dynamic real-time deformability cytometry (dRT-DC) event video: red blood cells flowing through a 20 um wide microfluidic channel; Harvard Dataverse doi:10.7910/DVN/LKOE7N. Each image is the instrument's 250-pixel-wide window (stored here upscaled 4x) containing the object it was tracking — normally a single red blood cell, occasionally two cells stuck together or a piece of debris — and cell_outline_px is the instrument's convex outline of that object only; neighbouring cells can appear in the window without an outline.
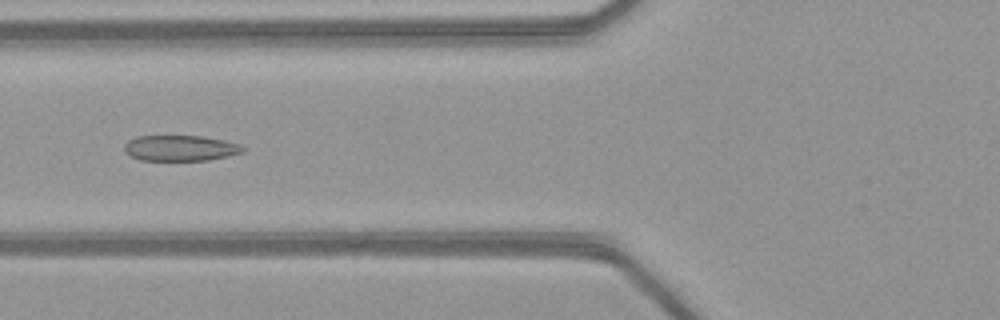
{"species": "common noctule bat (a hibernating species)", "species_latin": "Nyctalus noctula", "temperature_condition": "warm", "stored_images_in_passage": 50, "camera_frame_rate_fps": 3000, "um_per_image_px": 0.085, "animal": {"sex": "female", "body_mass_g": 21.9}, "frame": {"image": 1, "passage_image": 20, "time_ms": 6.333, "image_size_px": [1000, 320], "cell_outline_px": [[244, 152], [228, 156], [208, 160], [140, 160], [124, 152], [124, 144], [128, 140], [136, 136], [204, 136], [224, 140], [240, 144], [244, 148]], "centroid_in_image_um": [15.32, 12.58], "position_along_channel_um": 110.5, "area_um2": 17.8}}
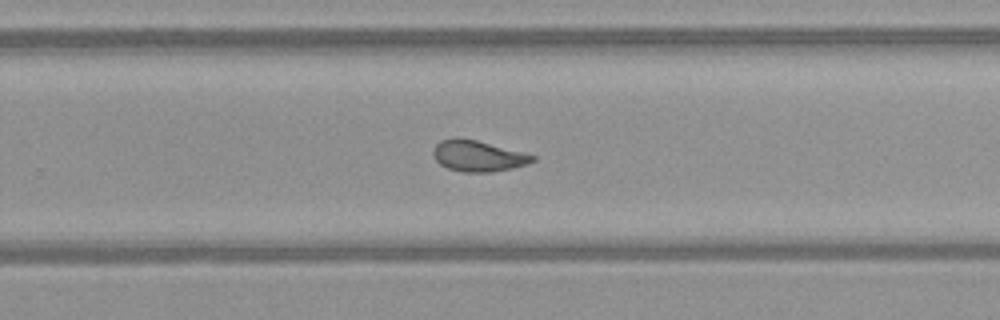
{"frame": {"image": 2, "passage_image": 33, "time_ms": 10.667, "image_size_px": [1000, 320], "cell_outline_px": [[536, 160], [528, 164], [512, 168], [492, 172], [464, 172], [448, 168], [440, 164], [432, 156], [432, 152], [436, 144], [440, 140], [456, 136], [476, 140], [524, 152], [536, 156]], "centroid_in_image_um": [40.62, 13.24], "position_along_channel_um": 289.2, "area_um2": 18.15}}
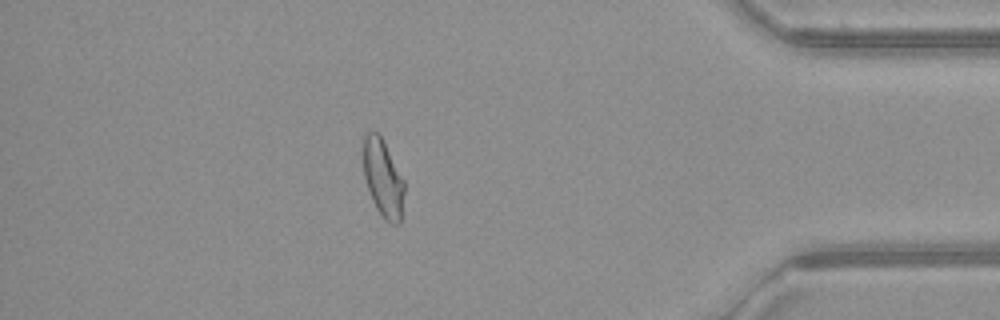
{"frame": {"image": 3, "passage_image": 44, "time_ms": 14.333, "image_size_px": [1000, 320], "cell_outline_px": [[404, 192], [400, 224], [392, 224], [384, 220], [376, 208], [372, 200], [364, 176], [364, 136], [368, 132], [376, 132], [380, 136], [404, 180]], "centroid_in_image_um": [32.56, 15.21], "position_along_channel_um": 402.6, "area_um2": 18.15}, "authors_computed_cell_mechanics": {"area_um2": 18.6694, "velocity_mm_per_s": 4.1176, "shape_relaxation_time_tau1_ms": 9.0924, "shape_relaxation_time_tau2_ms": 0.8116, "deformation_change_tau1": 0.2255, "deformation_change_tau2": 0.063}}